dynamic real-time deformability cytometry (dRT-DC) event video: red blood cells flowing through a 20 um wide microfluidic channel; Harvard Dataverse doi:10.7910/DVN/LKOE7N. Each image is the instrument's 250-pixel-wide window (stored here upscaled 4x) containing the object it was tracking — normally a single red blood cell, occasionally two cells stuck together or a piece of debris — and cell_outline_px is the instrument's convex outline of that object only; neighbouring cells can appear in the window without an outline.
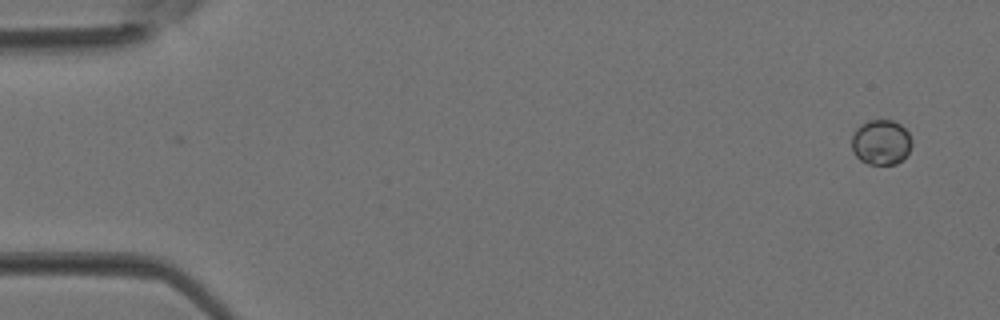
{"species": "Egyptian fruit bat (a non-hibernating species)", "species_latin": "Rousettus aegyptiacus", "temperature_condition": "room temperature", "stored_images_in_passage": 2, "camera_frame_rate_fps": 3000, "um_per_image_px": 0.085, "animal": {"sex": "female"}, "frame": {"image": 1, "passage_image": 2, "time_ms": 0.333, "image_size_px": [1000, 320], "cell_outline_px": [[912, 144], [908, 152], [896, 164], [868, 164], [860, 160], [852, 152], [852, 132], [860, 124], [868, 120], [892, 120], [900, 124], [908, 132], [912, 140]], "centroid_in_image_um": [74.86, 12.08], "position_along_channel_um": 10.1, "area_um2": 15.9}}